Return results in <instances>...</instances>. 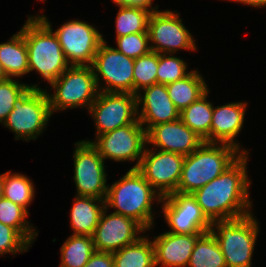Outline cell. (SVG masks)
<instances>
[{
    "instance_id": "1",
    "label": "cell",
    "mask_w": 266,
    "mask_h": 267,
    "mask_svg": "<svg viewBox=\"0 0 266 267\" xmlns=\"http://www.w3.org/2000/svg\"><path fill=\"white\" fill-rule=\"evenodd\" d=\"M248 154H242L221 175L192 193L203 214L212 223L249 215L253 209L248 177Z\"/></svg>"
},
{
    "instance_id": "15",
    "label": "cell",
    "mask_w": 266,
    "mask_h": 267,
    "mask_svg": "<svg viewBox=\"0 0 266 267\" xmlns=\"http://www.w3.org/2000/svg\"><path fill=\"white\" fill-rule=\"evenodd\" d=\"M161 212L173 234H203L212 223L203 214L192 194L172 193L162 197Z\"/></svg>"
},
{
    "instance_id": "31",
    "label": "cell",
    "mask_w": 266,
    "mask_h": 267,
    "mask_svg": "<svg viewBox=\"0 0 266 267\" xmlns=\"http://www.w3.org/2000/svg\"><path fill=\"white\" fill-rule=\"evenodd\" d=\"M159 53L150 51L134 60V94L157 83Z\"/></svg>"
},
{
    "instance_id": "13",
    "label": "cell",
    "mask_w": 266,
    "mask_h": 267,
    "mask_svg": "<svg viewBox=\"0 0 266 267\" xmlns=\"http://www.w3.org/2000/svg\"><path fill=\"white\" fill-rule=\"evenodd\" d=\"M70 65L91 66L103 34L87 21L68 20L53 30Z\"/></svg>"
},
{
    "instance_id": "29",
    "label": "cell",
    "mask_w": 266,
    "mask_h": 267,
    "mask_svg": "<svg viewBox=\"0 0 266 267\" xmlns=\"http://www.w3.org/2000/svg\"><path fill=\"white\" fill-rule=\"evenodd\" d=\"M118 13L115 19L116 37L133 33L147 32L148 21L152 11L134 6L116 5Z\"/></svg>"
},
{
    "instance_id": "40",
    "label": "cell",
    "mask_w": 266,
    "mask_h": 267,
    "mask_svg": "<svg viewBox=\"0 0 266 267\" xmlns=\"http://www.w3.org/2000/svg\"><path fill=\"white\" fill-rule=\"evenodd\" d=\"M6 79H8V77H7L5 71H4V69H3V67L1 66V63H0V82L4 81Z\"/></svg>"
},
{
    "instance_id": "23",
    "label": "cell",
    "mask_w": 266,
    "mask_h": 267,
    "mask_svg": "<svg viewBox=\"0 0 266 267\" xmlns=\"http://www.w3.org/2000/svg\"><path fill=\"white\" fill-rule=\"evenodd\" d=\"M204 79L195 68L186 77L166 84L169 98L180 112L210 89Z\"/></svg>"
},
{
    "instance_id": "35",
    "label": "cell",
    "mask_w": 266,
    "mask_h": 267,
    "mask_svg": "<svg viewBox=\"0 0 266 267\" xmlns=\"http://www.w3.org/2000/svg\"><path fill=\"white\" fill-rule=\"evenodd\" d=\"M32 245L14 228L0 222V256L29 251Z\"/></svg>"
},
{
    "instance_id": "27",
    "label": "cell",
    "mask_w": 266,
    "mask_h": 267,
    "mask_svg": "<svg viewBox=\"0 0 266 267\" xmlns=\"http://www.w3.org/2000/svg\"><path fill=\"white\" fill-rule=\"evenodd\" d=\"M187 267H227L219 243L211 231L197 238Z\"/></svg>"
},
{
    "instance_id": "26",
    "label": "cell",
    "mask_w": 266,
    "mask_h": 267,
    "mask_svg": "<svg viewBox=\"0 0 266 267\" xmlns=\"http://www.w3.org/2000/svg\"><path fill=\"white\" fill-rule=\"evenodd\" d=\"M95 251L92 236L71 234L60 247L59 267H84Z\"/></svg>"
},
{
    "instance_id": "14",
    "label": "cell",
    "mask_w": 266,
    "mask_h": 267,
    "mask_svg": "<svg viewBox=\"0 0 266 267\" xmlns=\"http://www.w3.org/2000/svg\"><path fill=\"white\" fill-rule=\"evenodd\" d=\"M184 155L145 148L137 170L162 196L175 193L181 177Z\"/></svg>"
},
{
    "instance_id": "3",
    "label": "cell",
    "mask_w": 266,
    "mask_h": 267,
    "mask_svg": "<svg viewBox=\"0 0 266 267\" xmlns=\"http://www.w3.org/2000/svg\"><path fill=\"white\" fill-rule=\"evenodd\" d=\"M154 201L161 204L162 196L137 169H129L119 180L108 185L105 208H114V213L135 220L149 231L156 218L152 209Z\"/></svg>"
},
{
    "instance_id": "38",
    "label": "cell",
    "mask_w": 266,
    "mask_h": 267,
    "mask_svg": "<svg viewBox=\"0 0 266 267\" xmlns=\"http://www.w3.org/2000/svg\"><path fill=\"white\" fill-rule=\"evenodd\" d=\"M226 1H230V2H237V3H241L244 4L246 6H251L252 8H263L266 7V0H226Z\"/></svg>"
},
{
    "instance_id": "36",
    "label": "cell",
    "mask_w": 266,
    "mask_h": 267,
    "mask_svg": "<svg viewBox=\"0 0 266 267\" xmlns=\"http://www.w3.org/2000/svg\"><path fill=\"white\" fill-rule=\"evenodd\" d=\"M84 267H114L113 253L95 251Z\"/></svg>"
},
{
    "instance_id": "30",
    "label": "cell",
    "mask_w": 266,
    "mask_h": 267,
    "mask_svg": "<svg viewBox=\"0 0 266 267\" xmlns=\"http://www.w3.org/2000/svg\"><path fill=\"white\" fill-rule=\"evenodd\" d=\"M11 172L9 170L4 173L3 197L19 204L29 212L28 206L35 199L34 182L27 175Z\"/></svg>"
},
{
    "instance_id": "8",
    "label": "cell",
    "mask_w": 266,
    "mask_h": 267,
    "mask_svg": "<svg viewBox=\"0 0 266 267\" xmlns=\"http://www.w3.org/2000/svg\"><path fill=\"white\" fill-rule=\"evenodd\" d=\"M134 60L103 39L91 65L99 91L134 94Z\"/></svg>"
},
{
    "instance_id": "22",
    "label": "cell",
    "mask_w": 266,
    "mask_h": 267,
    "mask_svg": "<svg viewBox=\"0 0 266 267\" xmlns=\"http://www.w3.org/2000/svg\"><path fill=\"white\" fill-rule=\"evenodd\" d=\"M0 63L8 78L22 79L29 74L26 42L20 30L0 43Z\"/></svg>"
},
{
    "instance_id": "18",
    "label": "cell",
    "mask_w": 266,
    "mask_h": 267,
    "mask_svg": "<svg viewBox=\"0 0 266 267\" xmlns=\"http://www.w3.org/2000/svg\"><path fill=\"white\" fill-rule=\"evenodd\" d=\"M204 140L180 119L153 126L147 132V146L187 156L194 152Z\"/></svg>"
},
{
    "instance_id": "34",
    "label": "cell",
    "mask_w": 266,
    "mask_h": 267,
    "mask_svg": "<svg viewBox=\"0 0 266 267\" xmlns=\"http://www.w3.org/2000/svg\"><path fill=\"white\" fill-rule=\"evenodd\" d=\"M116 44L115 49L133 59L139 58L151 51L148 32L117 37Z\"/></svg>"
},
{
    "instance_id": "7",
    "label": "cell",
    "mask_w": 266,
    "mask_h": 267,
    "mask_svg": "<svg viewBox=\"0 0 266 267\" xmlns=\"http://www.w3.org/2000/svg\"><path fill=\"white\" fill-rule=\"evenodd\" d=\"M52 116L45 89L29 87L16 100L3 126L15 135V140H36L45 132Z\"/></svg>"
},
{
    "instance_id": "6",
    "label": "cell",
    "mask_w": 266,
    "mask_h": 267,
    "mask_svg": "<svg viewBox=\"0 0 266 267\" xmlns=\"http://www.w3.org/2000/svg\"><path fill=\"white\" fill-rule=\"evenodd\" d=\"M49 86L53 93L45 89L51 114L73 108H90L96 100L99 89L91 66L71 65Z\"/></svg>"
},
{
    "instance_id": "12",
    "label": "cell",
    "mask_w": 266,
    "mask_h": 267,
    "mask_svg": "<svg viewBox=\"0 0 266 267\" xmlns=\"http://www.w3.org/2000/svg\"><path fill=\"white\" fill-rule=\"evenodd\" d=\"M88 113L95 123V139L138 120L136 95L100 91Z\"/></svg>"
},
{
    "instance_id": "19",
    "label": "cell",
    "mask_w": 266,
    "mask_h": 267,
    "mask_svg": "<svg viewBox=\"0 0 266 267\" xmlns=\"http://www.w3.org/2000/svg\"><path fill=\"white\" fill-rule=\"evenodd\" d=\"M248 103L245 101L226 103L213 106L210 129V143L228 144L238 149L242 154H248V149L240 148L235 137L241 133L245 121Z\"/></svg>"
},
{
    "instance_id": "21",
    "label": "cell",
    "mask_w": 266,
    "mask_h": 267,
    "mask_svg": "<svg viewBox=\"0 0 266 267\" xmlns=\"http://www.w3.org/2000/svg\"><path fill=\"white\" fill-rule=\"evenodd\" d=\"M104 208L105 200L75 195L69 213L72 234L92 236Z\"/></svg>"
},
{
    "instance_id": "33",
    "label": "cell",
    "mask_w": 266,
    "mask_h": 267,
    "mask_svg": "<svg viewBox=\"0 0 266 267\" xmlns=\"http://www.w3.org/2000/svg\"><path fill=\"white\" fill-rule=\"evenodd\" d=\"M29 87L41 88L38 84L21 83L18 79L8 78L0 82V124L6 121L14 104Z\"/></svg>"
},
{
    "instance_id": "16",
    "label": "cell",
    "mask_w": 266,
    "mask_h": 267,
    "mask_svg": "<svg viewBox=\"0 0 266 267\" xmlns=\"http://www.w3.org/2000/svg\"><path fill=\"white\" fill-rule=\"evenodd\" d=\"M104 208L92 235L95 250L116 252L136 242L146 230L135 220L117 213H107Z\"/></svg>"
},
{
    "instance_id": "25",
    "label": "cell",
    "mask_w": 266,
    "mask_h": 267,
    "mask_svg": "<svg viewBox=\"0 0 266 267\" xmlns=\"http://www.w3.org/2000/svg\"><path fill=\"white\" fill-rule=\"evenodd\" d=\"M114 267H156L154 245L145 233L136 242L113 252Z\"/></svg>"
},
{
    "instance_id": "5",
    "label": "cell",
    "mask_w": 266,
    "mask_h": 267,
    "mask_svg": "<svg viewBox=\"0 0 266 267\" xmlns=\"http://www.w3.org/2000/svg\"><path fill=\"white\" fill-rule=\"evenodd\" d=\"M255 214L212 222L210 231L219 243L227 267H252L260 232Z\"/></svg>"
},
{
    "instance_id": "28",
    "label": "cell",
    "mask_w": 266,
    "mask_h": 267,
    "mask_svg": "<svg viewBox=\"0 0 266 267\" xmlns=\"http://www.w3.org/2000/svg\"><path fill=\"white\" fill-rule=\"evenodd\" d=\"M29 212L6 198L0 199V222L17 230L30 244H34L38 230L27 220Z\"/></svg>"
},
{
    "instance_id": "10",
    "label": "cell",
    "mask_w": 266,
    "mask_h": 267,
    "mask_svg": "<svg viewBox=\"0 0 266 267\" xmlns=\"http://www.w3.org/2000/svg\"><path fill=\"white\" fill-rule=\"evenodd\" d=\"M73 152L74 176L77 196L93 197L105 200L107 195V169L96 147L88 141L75 142Z\"/></svg>"
},
{
    "instance_id": "32",
    "label": "cell",
    "mask_w": 266,
    "mask_h": 267,
    "mask_svg": "<svg viewBox=\"0 0 266 267\" xmlns=\"http://www.w3.org/2000/svg\"><path fill=\"white\" fill-rule=\"evenodd\" d=\"M188 65L181 57L159 53L157 83L166 85L186 77L191 72Z\"/></svg>"
},
{
    "instance_id": "11",
    "label": "cell",
    "mask_w": 266,
    "mask_h": 267,
    "mask_svg": "<svg viewBox=\"0 0 266 267\" xmlns=\"http://www.w3.org/2000/svg\"><path fill=\"white\" fill-rule=\"evenodd\" d=\"M151 51L175 54L180 50L197 51L191 32L186 28L177 10L154 11L147 28Z\"/></svg>"
},
{
    "instance_id": "39",
    "label": "cell",
    "mask_w": 266,
    "mask_h": 267,
    "mask_svg": "<svg viewBox=\"0 0 266 267\" xmlns=\"http://www.w3.org/2000/svg\"><path fill=\"white\" fill-rule=\"evenodd\" d=\"M4 173L0 174V199L3 198Z\"/></svg>"
},
{
    "instance_id": "2",
    "label": "cell",
    "mask_w": 266,
    "mask_h": 267,
    "mask_svg": "<svg viewBox=\"0 0 266 267\" xmlns=\"http://www.w3.org/2000/svg\"><path fill=\"white\" fill-rule=\"evenodd\" d=\"M52 27L47 16L38 13L28 15L20 28L26 42L29 73L37 72L48 84L71 66Z\"/></svg>"
},
{
    "instance_id": "17",
    "label": "cell",
    "mask_w": 266,
    "mask_h": 267,
    "mask_svg": "<svg viewBox=\"0 0 266 267\" xmlns=\"http://www.w3.org/2000/svg\"><path fill=\"white\" fill-rule=\"evenodd\" d=\"M138 120L148 132L153 126L180 119L164 84H153L136 94Z\"/></svg>"
},
{
    "instance_id": "20",
    "label": "cell",
    "mask_w": 266,
    "mask_h": 267,
    "mask_svg": "<svg viewBox=\"0 0 266 267\" xmlns=\"http://www.w3.org/2000/svg\"><path fill=\"white\" fill-rule=\"evenodd\" d=\"M200 235L164 232L154 236L152 242L156 267H187Z\"/></svg>"
},
{
    "instance_id": "9",
    "label": "cell",
    "mask_w": 266,
    "mask_h": 267,
    "mask_svg": "<svg viewBox=\"0 0 266 267\" xmlns=\"http://www.w3.org/2000/svg\"><path fill=\"white\" fill-rule=\"evenodd\" d=\"M91 142L105 161L135 162L130 169H137L147 146V131L139 120L97 136Z\"/></svg>"
},
{
    "instance_id": "24",
    "label": "cell",
    "mask_w": 266,
    "mask_h": 267,
    "mask_svg": "<svg viewBox=\"0 0 266 267\" xmlns=\"http://www.w3.org/2000/svg\"><path fill=\"white\" fill-rule=\"evenodd\" d=\"M209 93L208 89L200 98L180 112V120L207 143H210L214 105L207 100Z\"/></svg>"
},
{
    "instance_id": "37",
    "label": "cell",
    "mask_w": 266,
    "mask_h": 267,
    "mask_svg": "<svg viewBox=\"0 0 266 267\" xmlns=\"http://www.w3.org/2000/svg\"><path fill=\"white\" fill-rule=\"evenodd\" d=\"M154 0H112L115 5H126L148 9L152 12L159 10L158 5H153ZM153 6V7H152Z\"/></svg>"
},
{
    "instance_id": "4",
    "label": "cell",
    "mask_w": 266,
    "mask_h": 267,
    "mask_svg": "<svg viewBox=\"0 0 266 267\" xmlns=\"http://www.w3.org/2000/svg\"><path fill=\"white\" fill-rule=\"evenodd\" d=\"M242 153L228 144L203 142L185 156L176 192L192 194L221 175Z\"/></svg>"
}]
</instances>
